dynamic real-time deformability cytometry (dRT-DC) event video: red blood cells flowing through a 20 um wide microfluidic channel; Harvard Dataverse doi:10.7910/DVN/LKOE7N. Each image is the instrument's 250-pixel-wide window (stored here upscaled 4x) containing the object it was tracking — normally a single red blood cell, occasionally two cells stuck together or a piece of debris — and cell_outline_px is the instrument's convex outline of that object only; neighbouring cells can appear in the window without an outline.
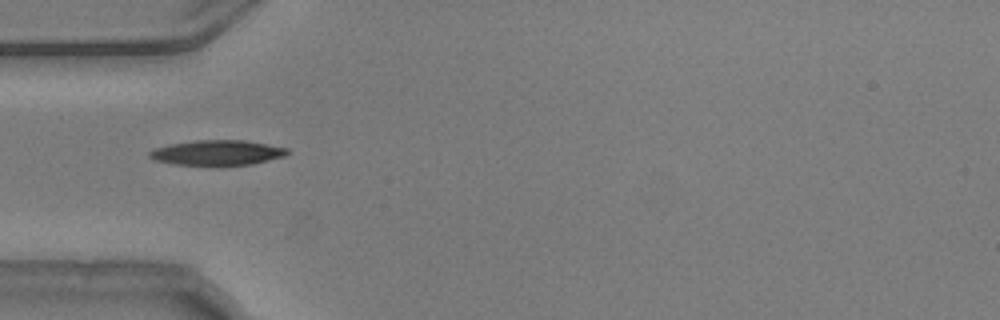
{"species": "common noctule bat (a hibernating species)", "species_latin": "Nyctalus noctula", "temperature_condition": "warm", "stored_images_in_passage": 38, "camera_frame_rate_fps": 3000, "um_per_image_px": 0.085, "animal": {"sex": "male", "body_mass_g": 20.5, "forearm_length_mm": 52.5}, "frame": {"image": 1, "passage_image": 1, "time_ms": 0.0, "image_size_px": [1000, 320], "cell_outline_px": [[288, 152], [284, 156], [252, 164], [176, 164], [156, 160], [148, 156], [148, 152], [156, 148], [168, 144], [196, 140], [244, 140], [288, 148]], "centroid_in_image_um": [18.45, 12.95], "position_along_channel_um": 66.5, "area_um2": 19.65}}
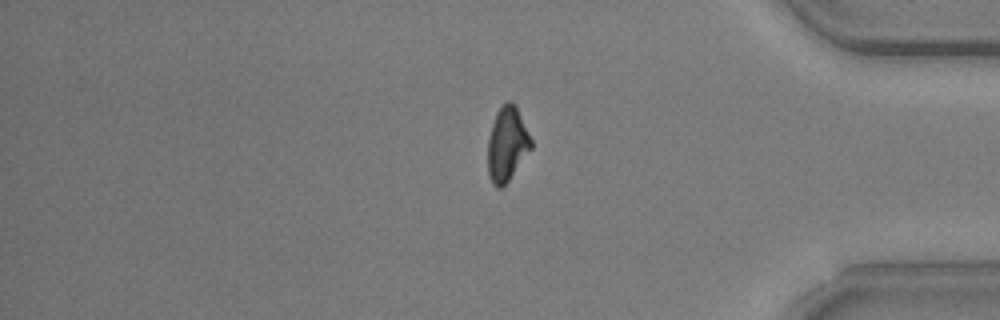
{"frame": {"image": 2, "passage_image": 29, "time_ms": 9.333, "image_size_px": [1000, 320], "cell_outline_px": [[532, 148], [508, 180], [500, 188], [496, 188], [492, 184], [488, 176], [488, 140], [492, 124], [496, 112], [508, 100], [512, 100], [532, 140]], "centroid_in_image_um": [43.08, 12.27], "position_along_channel_um": 392.1, "area_um2": 18.44}}
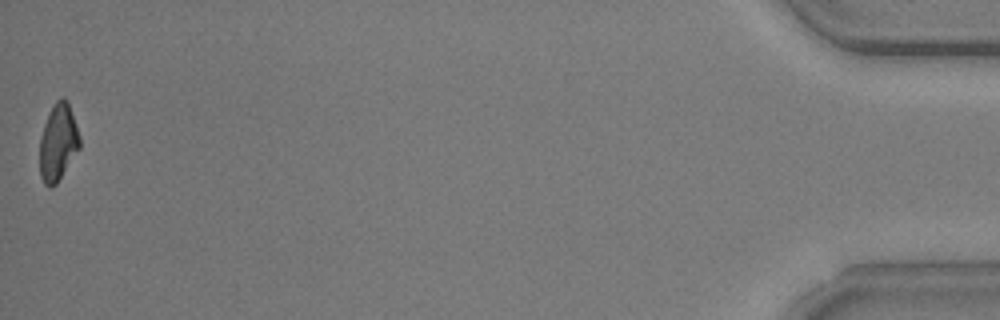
{"frame": {"image": 3, "passage_image": 38, "time_ms": 12.333, "image_size_px": [1000, 320], "cell_outline_px": [[80, 148], [56, 184], [52, 188], [48, 188], [44, 184], [40, 176], [40, 136], [44, 124], [52, 104], [60, 96], [64, 96], [68, 100], [80, 136]], "centroid_in_image_um": [4.93, 12.08], "position_along_channel_um": 430.3, "area_um2": 18.21}, "authors_computed_cell_mechanics": {"area_um2": 19.1029, "velocity_mm_per_s": 3.7489, "shape_relaxation_time_tau1_ms": 8.1217, "shape_relaxation_time_tau2_ms": null, "deformation_change_tau1": 0.2045, "deformation_change_tau2": null}}